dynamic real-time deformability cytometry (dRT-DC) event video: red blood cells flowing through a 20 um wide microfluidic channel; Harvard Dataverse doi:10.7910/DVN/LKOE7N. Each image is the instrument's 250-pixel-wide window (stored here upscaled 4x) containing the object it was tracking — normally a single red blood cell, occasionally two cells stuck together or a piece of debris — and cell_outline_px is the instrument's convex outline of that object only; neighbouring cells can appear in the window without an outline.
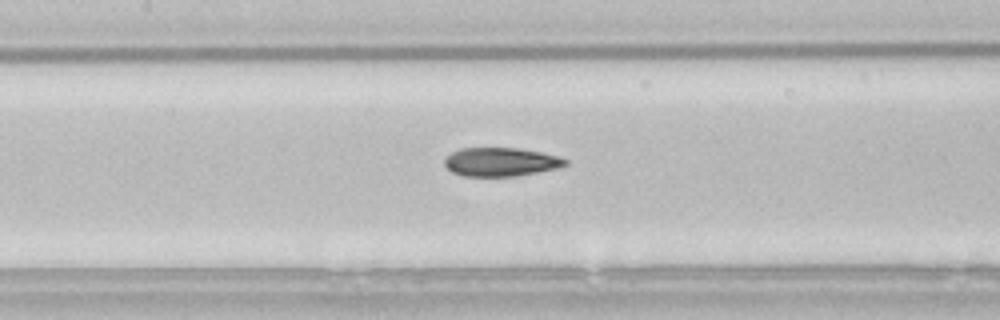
{"species": "common noctule bat (a hibernating species)", "species_latin": "Nyctalus noctula", "temperature_condition": "room temperature", "stored_images_in_passage": 27, "camera_frame_rate_fps": 3000, "um_per_image_px": 0.085, "animal": {"sex": "male", "body_mass_g": 21.5, "forearm_length_mm": 52.0}, "frame": {"image": 1, "passage_image": 20, "time_ms": 6.333, "image_size_px": [1000, 320], "cell_outline_px": [[568, 164], [556, 168], [516, 176], [464, 176], [452, 172], [444, 164], [444, 160], [452, 152], [460, 148], [520, 148], [540, 152], [556, 156], [568, 160]], "centroid_in_image_um": [42.55, 13.76], "position_along_channel_um": 164.9, "area_um2": 20.0}}
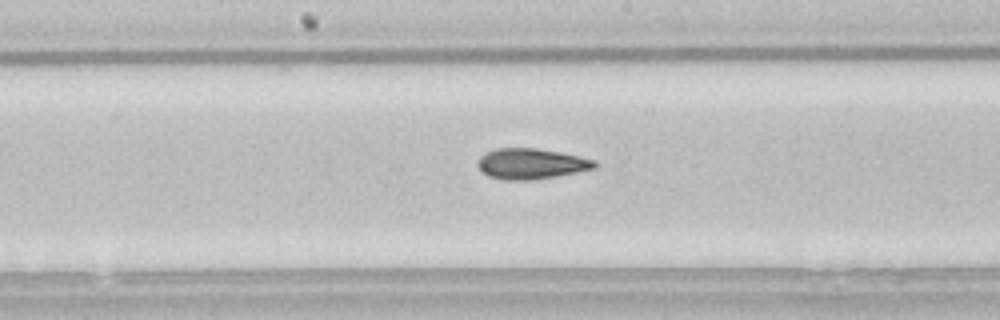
{"frame": {"image": 2, "passage_image": 23, "time_ms": 7.333, "image_size_px": [1000, 320], "cell_outline_px": [[596, 168], [536, 180], [504, 180], [488, 176], [476, 164], [480, 156], [484, 152], [496, 148], [536, 148], [560, 152], [580, 156], [596, 160]], "centroid_in_image_um": [45.13, 13.91], "position_along_channel_um": 203.1, "area_um2": 20.98}}
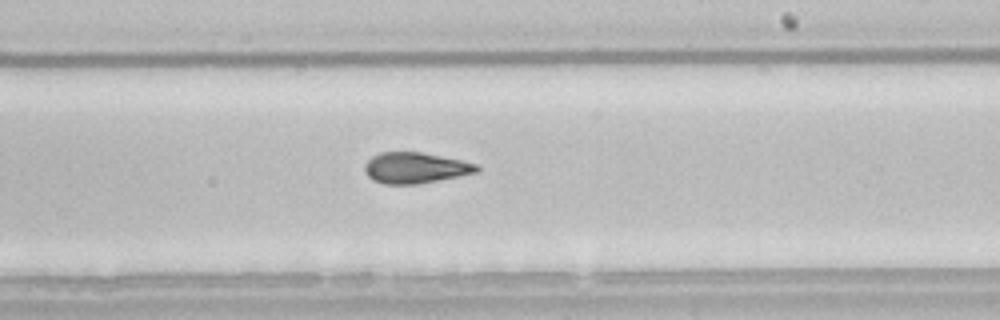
{"frame": {"image": 3, "passage_image": 27, "time_ms": 8.667, "image_size_px": [1000, 320], "cell_outline_px": [[480, 172], [420, 184], [384, 184], [372, 180], [364, 172], [364, 164], [372, 156], [380, 152], [420, 152], [460, 160], [476, 164], [480, 168]], "centroid_in_image_um": [35.28, 14.28], "position_along_channel_um": 253.7, "area_um2": 20.29}}